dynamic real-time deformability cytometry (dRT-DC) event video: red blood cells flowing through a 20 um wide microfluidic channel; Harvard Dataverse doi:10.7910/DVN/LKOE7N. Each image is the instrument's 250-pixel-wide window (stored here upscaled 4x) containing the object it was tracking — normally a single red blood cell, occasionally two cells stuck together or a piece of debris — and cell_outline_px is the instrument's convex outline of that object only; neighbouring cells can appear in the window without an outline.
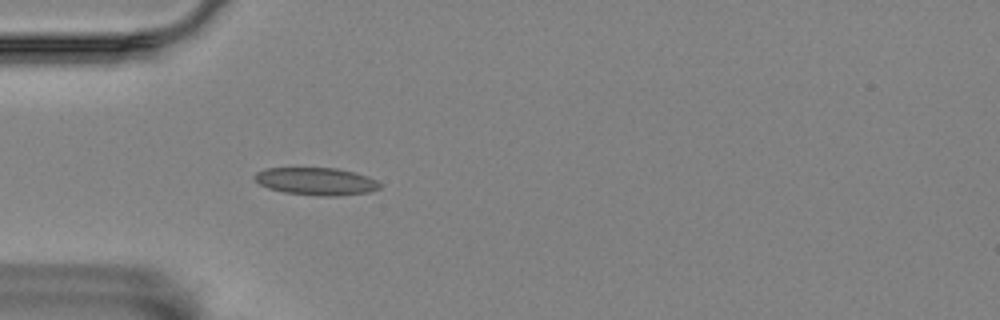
{"species": "Egyptian fruit bat (a non-hibernating species)", "species_latin": "Rousettus aegyptiacus", "temperature_condition": "room temperature", "stored_images_in_passage": 4, "camera_frame_rate_fps": 3000, "um_per_image_px": 0.085, "animal": {"sex": "female"}, "frame": {"image": 1, "passage_image": 4, "time_ms": 1.0, "image_size_px": [1000, 320], "cell_outline_px": [[380, 188], [368, 192], [336, 196], [320, 196], [284, 192], [268, 188], [260, 184], [252, 176], [256, 172], [264, 168], [336, 168], [368, 176], [376, 180], [380, 184]], "centroid_in_image_um": [26.85, 15.41], "position_along_channel_um": 58.2, "area_um2": 20.0}}